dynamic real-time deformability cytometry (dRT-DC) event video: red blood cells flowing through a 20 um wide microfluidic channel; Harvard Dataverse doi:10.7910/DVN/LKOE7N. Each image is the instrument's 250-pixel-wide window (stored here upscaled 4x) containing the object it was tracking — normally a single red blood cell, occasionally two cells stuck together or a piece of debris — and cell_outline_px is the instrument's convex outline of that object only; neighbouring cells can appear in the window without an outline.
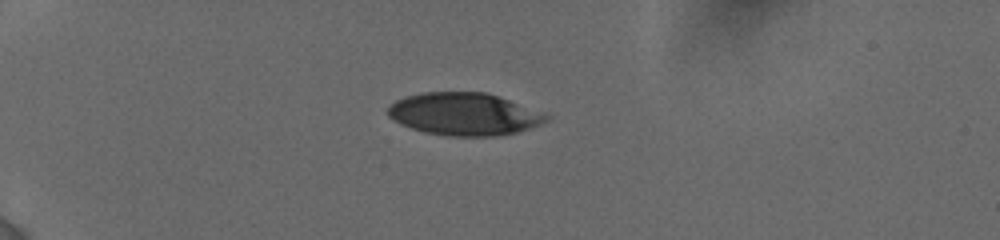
{"species": "human", "species_latin": "Homo sapiens", "temperature_condition": "cold", "stored_images_in_passage": 58, "camera_frame_rate_fps": 3000, "um_per_image_px": 0.085, "donor": {"sex": "female"}, "frame": {"image": 1, "passage_image": 1, "time_ms": 0.0, "image_size_px": [1000, 240], "cell_outline_px": [[552, 116], [548, 120], [540, 124], [516, 132], [492, 136], [448, 136], [424, 132], [400, 124], [392, 120], [388, 116], [388, 108], [396, 100], [404, 96], [424, 92], [484, 92], [544, 112]], "centroid_in_image_um": [39.43, 9.7], "position_along_channel_um": 45.6, "area_um2": 39.07}}
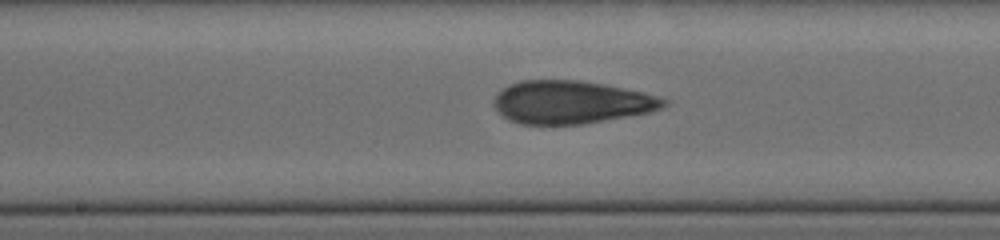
{"frame": {"image": 2, "passage_image": 34, "time_ms": 5.333, "image_size_px": [1000, 240], "cell_outline_px": [[668, 104], [660, 108], [648, 112], [580, 124], [524, 124], [512, 120], [504, 116], [496, 108], [496, 96], [508, 84], [520, 80], [580, 80], [644, 92], [660, 96], [668, 100]], "centroid_in_image_um": [48.58, 8.67], "position_along_channel_um": 199.6, "area_um2": 41.79}}
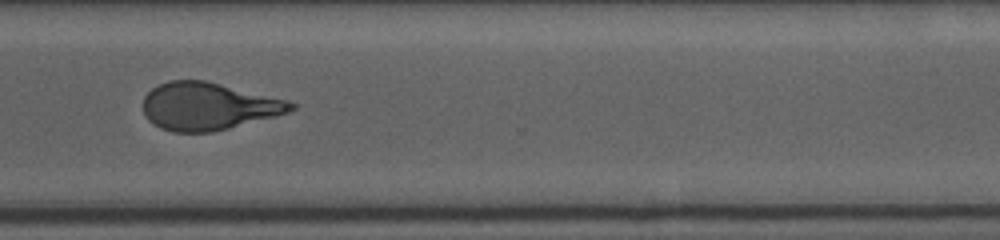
{"frame": {"image": 3, "passage_image": 57, "time_ms": 9.333, "image_size_px": [1000, 240], "cell_outline_px": [[296, 108], [288, 112], [276, 116], [212, 132], [172, 132], [160, 128], [148, 120], [144, 112], [144, 96], [152, 88], [168, 80], [204, 80], [288, 100], [296, 104]], "centroid_in_image_um": [17.69, 9.03], "position_along_channel_um": 352.9, "area_um2": 40.75}}